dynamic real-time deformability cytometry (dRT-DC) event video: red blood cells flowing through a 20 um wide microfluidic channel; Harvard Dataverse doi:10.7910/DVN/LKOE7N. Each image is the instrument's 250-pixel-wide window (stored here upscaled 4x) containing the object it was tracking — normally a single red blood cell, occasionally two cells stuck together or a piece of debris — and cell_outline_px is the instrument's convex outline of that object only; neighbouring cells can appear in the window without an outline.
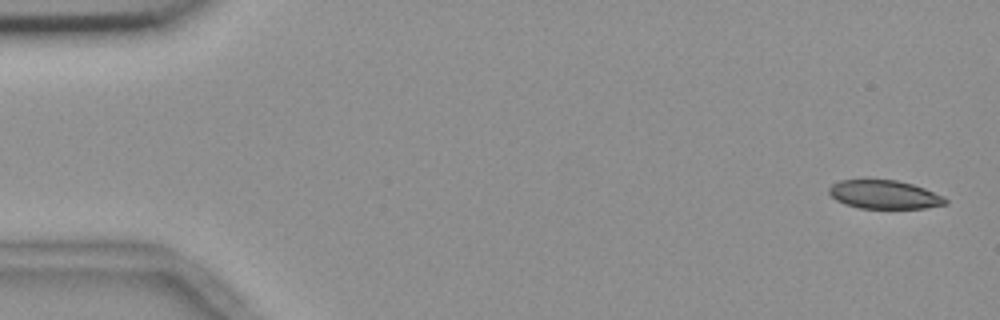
{"species": "common noctule bat (a hibernating species)", "species_latin": "Nyctalus noctula", "temperature_condition": "room temperature", "stored_images_in_passage": 55, "camera_frame_rate_fps": 3000, "um_per_image_px": 0.085, "animal": {"sex": "female", "body_mass_g": 18.4}, "frame": {"image": 1, "passage_image": 2, "time_ms": 0.333, "image_size_px": [1000, 320], "cell_outline_px": [[948, 204], [924, 208], [860, 208], [844, 204], [836, 200], [828, 192], [828, 188], [832, 184], [840, 180], [864, 176], [896, 180], [912, 184], [924, 188], [944, 196], [948, 200]], "centroid_in_image_um": [75.12, 16.49], "position_along_channel_um": 9.9, "area_um2": 20.17}}
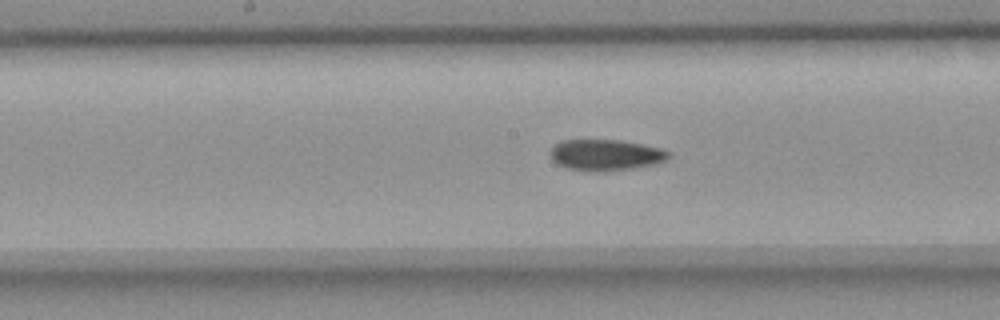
{"frame": {"image": 2, "passage_image": 28, "time_ms": 9.0, "image_size_px": [1000, 320], "cell_outline_px": [[672, 156], [668, 160], [656, 164], [632, 168], [604, 172], [596, 172], [568, 168], [556, 164], [552, 160], [548, 152], [560, 140], [620, 140], [660, 148], [668, 152]], "centroid_in_image_um": [51.47, 13.18], "position_along_channel_um": 196.7, "area_um2": 21.62}}
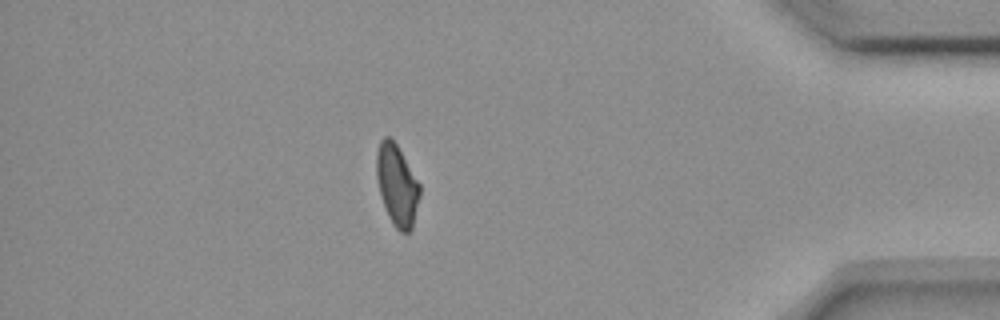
{"frame": {"image": 3, "passage_image": 48, "time_ms": 15.667, "image_size_px": [1000, 320], "cell_outline_px": [[420, 196], [412, 228], [408, 232], [400, 232], [392, 224], [388, 216], [380, 192], [376, 176], [376, 152], [380, 140], [384, 136], [388, 136], [396, 144], [420, 184]], "centroid_in_image_um": [33.74, 15.74], "position_along_channel_um": 401.5, "area_um2": 20.29}, "authors_computed_cell_mechanics": {"area_um2": 21.2704, "velocity_mm_per_s": 3.6856, "shape_relaxation_time_tau1_ms": 9.7523, "shape_relaxation_time_tau2_ms": 5.4845, "deformation_change_tau1": 0.1795, "deformation_change_tau2": 0.1071}}